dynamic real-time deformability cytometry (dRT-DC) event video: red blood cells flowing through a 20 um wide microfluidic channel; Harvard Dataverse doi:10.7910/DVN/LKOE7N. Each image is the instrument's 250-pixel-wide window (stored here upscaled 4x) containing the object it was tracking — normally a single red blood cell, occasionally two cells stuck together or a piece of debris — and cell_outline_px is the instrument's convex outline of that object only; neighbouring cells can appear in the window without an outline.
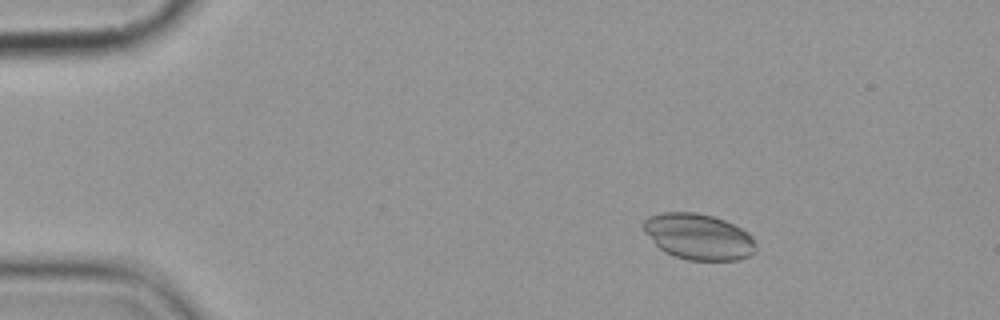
{"species": "common noctule bat (a hibernating species)", "species_latin": "Nyctalus noctula", "temperature_condition": "cold", "stored_images_in_passage": 5, "camera_frame_rate_fps": 3000, "um_per_image_px": 0.085, "animal": {"sex": "female", "body_mass_g": 19.9}, "frame": {"image": 1, "passage_image": 3, "time_ms": 2.333, "image_size_px": [1000, 320], "cell_outline_px": [[756, 248], [748, 256], [736, 260], [688, 260], [664, 252], [644, 232], [640, 224], [648, 216], [664, 212], [696, 212], [712, 216], [724, 220], [748, 232], [752, 236], [756, 244]], "centroid_in_image_um": [59.34, 20.1], "position_along_channel_um": 25.7, "area_um2": 30.06}}